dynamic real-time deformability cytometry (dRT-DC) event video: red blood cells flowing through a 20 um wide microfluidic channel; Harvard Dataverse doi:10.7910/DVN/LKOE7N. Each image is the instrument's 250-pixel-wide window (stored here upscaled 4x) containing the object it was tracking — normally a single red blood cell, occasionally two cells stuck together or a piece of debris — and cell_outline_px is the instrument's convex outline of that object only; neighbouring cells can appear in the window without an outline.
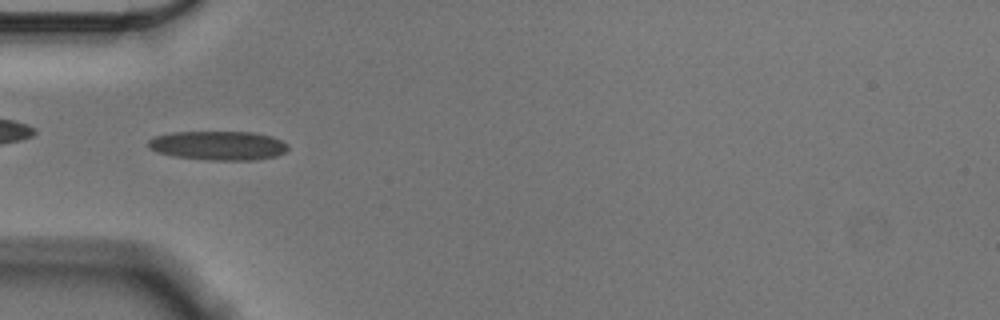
{"species": "Egyptian fruit bat (a non-hibernating species)", "species_latin": "Rousettus aegyptiacus", "temperature_condition": "cold", "stored_images_in_passage": 55, "camera_frame_rate_fps": 3000, "um_per_image_px": 0.085, "animal": {"sex": "male"}, "frame": {"image": 1, "passage_image": 17, "time_ms": 5.333, "image_size_px": [1000, 320], "cell_outline_px": [[288, 148], [284, 152], [276, 156], [256, 160], [208, 160], [176, 156], [156, 152], [148, 148], [148, 140], [156, 136], [172, 132], [252, 132], [272, 136], [288, 144]], "centroid_in_image_um": [18.55, 12.37], "position_along_channel_um": 66.4, "area_um2": 23.7}}
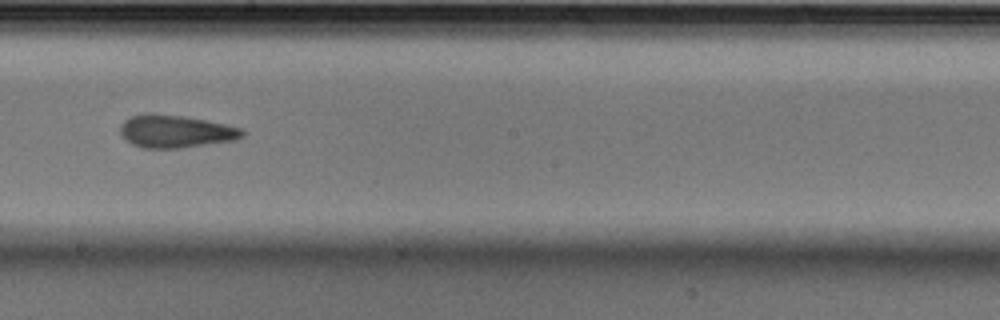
{"frame": {"image": 2, "passage_image": 31, "time_ms": 10.0, "image_size_px": [1000, 320], "cell_outline_px": [[244, 136], [236, 140], [180, 148], [144, 148], [132, 144], [120, 132], [120, 124], [124, 120], [132, 116], [184, 116], [224, 124], [240, 128], [244, 132]], "centroid_in_image_um": [14.97, 11.21], "position_along_channel_um": 233.2, "area_um2": 22.43}}
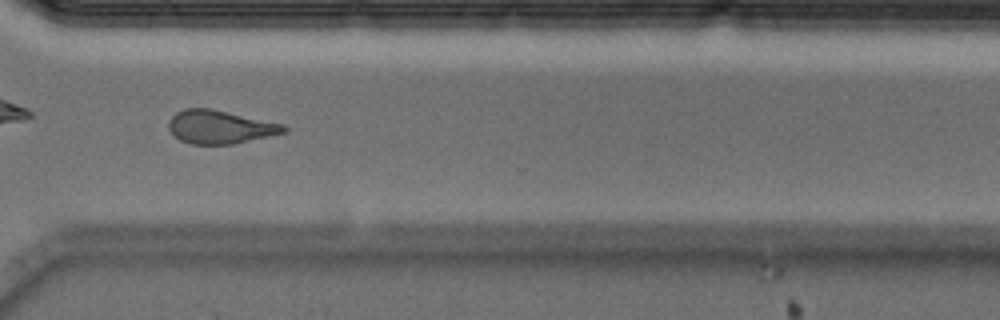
{"frame": {"image": 3, "passage_image": 41, "time_ms": 13.333, "image_size_px": [1000, 320], "cell_outline_px": [[288, 132], [232, 144], [192, 144], [180, 140], [168, 128], [168, 120], [176, 112], [184, 108], [208, 108], [284, 124], [288, 128]], "centroid_in_image_um": [18.7, 10.79], "position_along_channel_um": 351.9, "area_um2": 22.25}, "authors_computed_cell_mechanics": {"area_um2": 22.5998, "velocity_mm_per_s": 3.5636, "shape_relaxation_time_tau1_ms": null, "shape_relaxation_time_tau2_ms": 3.8164, "deformation_change_tau1": null, "deformation_change_tau2": 0.1291}}